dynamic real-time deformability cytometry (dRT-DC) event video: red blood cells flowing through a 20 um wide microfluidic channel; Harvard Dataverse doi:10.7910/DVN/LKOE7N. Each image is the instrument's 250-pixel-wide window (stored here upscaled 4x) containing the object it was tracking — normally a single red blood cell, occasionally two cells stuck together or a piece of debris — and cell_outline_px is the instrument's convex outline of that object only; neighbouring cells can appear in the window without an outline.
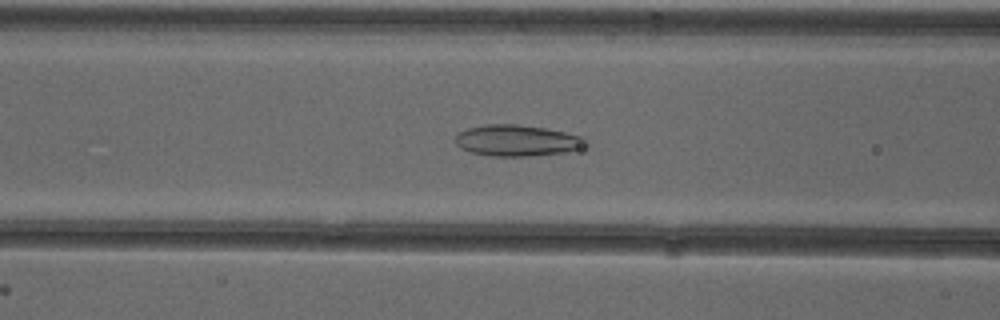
{"species": "common noctule bat (a hibernating species)", "species_latin": "Nyctalus noctula", "temperature_condition": "cold", "stored_images_in_passage": 33, "camera_frame_rate_fps": 3000, "um_per_image_px": 0.085, "animal": {"sex": "female"}, "frame": {"image": 1, "passage_image": 22, "time_ms": 7.0, "image_size_px": [1000, 320], "cell_outline_px": [[588, 144], [580, 148], [564, 152], [528, 156], [492, 156], [472, 152], [460, 148], [456, 144], [456, 136], [460, 132], [468, 128], [484, 124], [516, 124], [544, 128], [584, 136], [588, 140]], "centroid_in_image_um": [43.97, 11.94], "position_along_channel_um": 122.6, "area_um2": 23.64}}
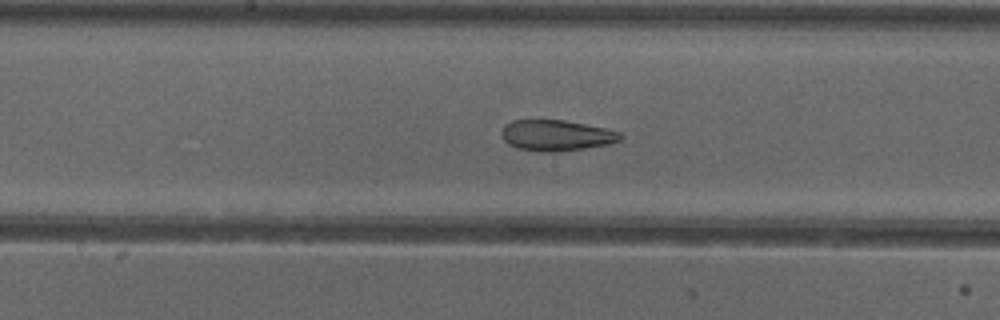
{"frame": {"image": 2, "passage_image": 28, "time_ms": 9.0, "image_size_px": [1000, 320], "cell_outline_px": [[624, 136], [620, 140], [608, 144], [584, 148], [556, 152], [540, 152], [516, 148], [508, 144], [504, 140], [500, 132], [504, 124], [512, 120], [564, 120], [604, 128], [620, 132]], "centroid_in_image_um": [47.25, 11.51], "position_along_channel_um": 201.0, "area_um2": 21.44}}
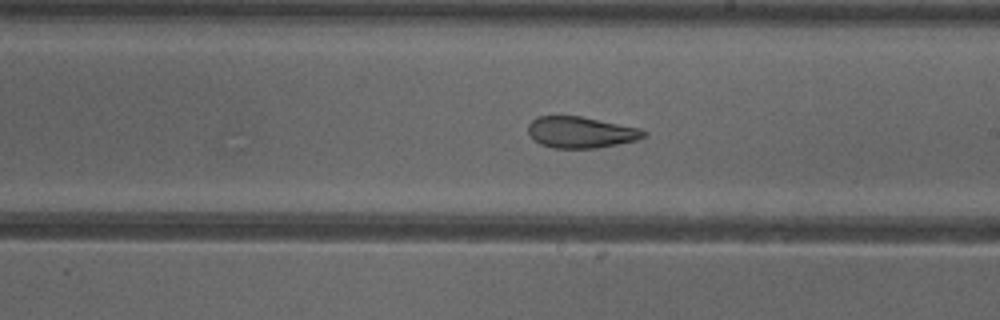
{"frame": {"image": 3, "passage_image": 31, "time_ms": 10.0, "image_size_px": [1000, 320], "cell_outline_px": [[648, 136], [636, 140], [596, 148], [552, 148], [540, 144], [532, 140], [528, 132], [528, 124], [536, 116], [580, 116], [640, 128], [648, 132]], "centroid_in_image_um": [49.35, 11.25], "position_along_channel_um": 239.6, "area_um2": 21.21}}